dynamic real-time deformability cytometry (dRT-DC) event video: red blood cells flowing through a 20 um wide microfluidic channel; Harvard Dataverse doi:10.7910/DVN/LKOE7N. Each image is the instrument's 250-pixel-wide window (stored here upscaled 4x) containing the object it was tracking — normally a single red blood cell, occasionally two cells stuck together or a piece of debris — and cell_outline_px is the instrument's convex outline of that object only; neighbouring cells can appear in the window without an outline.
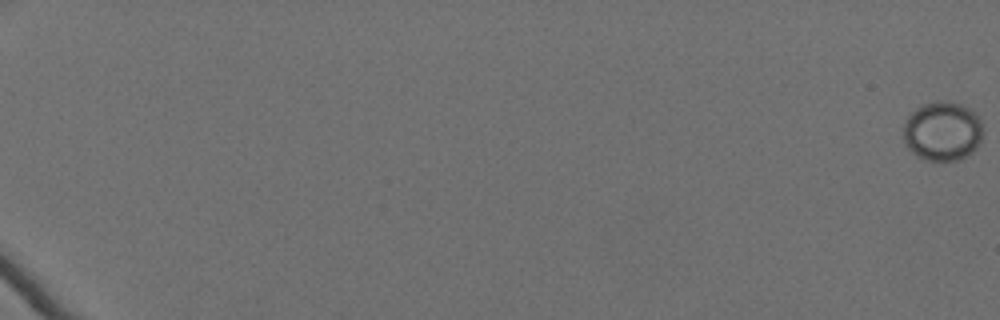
{"species": "Egyptian fruit bat (a non-hibernating species)", "species_latin": "Rousettus aegyptiacus", "temperature_condition": "cold", "stored_images_in_passage": 63, "camera_frame_rate_fps": 3000, "um_per_image_px": 0.085, "animal": {"sex": "female"}, "frame": {"image": 1, "passage_image": 1, "time_ms": 0.0, "image_size_px": [1000, 320], "cell_outline_px": [[980, 140], [976, 148], [972, 152], [956, 160], [924, 160], [916, 156], [908, 148], [904, 140], [904, 120], [920, 104], [936, 100], [948, 100], [972, 108], [980, 120]], "centroid_in_image_um": [80.07, 11.11], "position_along_channel_um": 4.9, "area_um2": 27.57}}
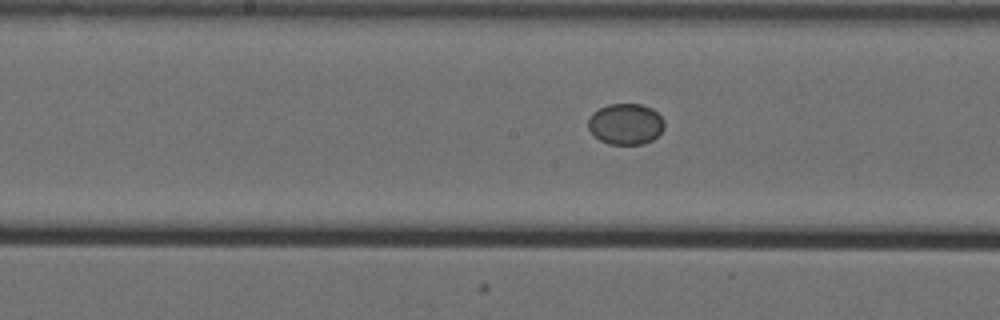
{"frame": {"image": 2, "passage_image": 38, "time_ms": 12.333, "image_size_px": [1000, 320], "cell_outline_px": [[664, 128], [652, 140], [644, 144], [608, 144], [600, 140], [588, 128], [588, 120], [592, 112], [608, 104], [640, 104], [652, 108], [664, 120]], "centroid_in_image_um": [53.18, 10.54], "position_along_channel_um": 195.0, "area_um2": 18.15}}
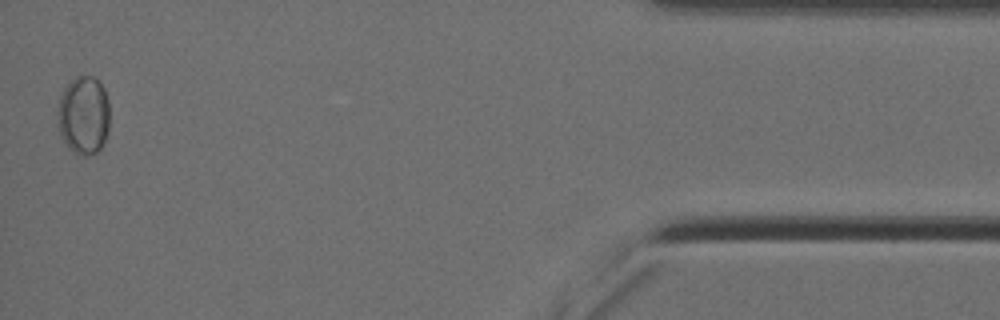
{"frame": {"image": 3, "passage_image": 63, "time_ms": 20.667, "image_size_px": [1000, 320], "cell_outline_px": [[108, 132], [104, 144], [96, 152], [88, 156], [80, 156], [72, 152], [68, 148], [60, 132], [60, 96], [64, 88], [76, 76], [92, 76], [100, 80], [104, 88], [108, 100]], "centroid_in_image_um": [7.15, 9.81], "position_along_channel_um": 428.0, "area_um2": 23.58}}